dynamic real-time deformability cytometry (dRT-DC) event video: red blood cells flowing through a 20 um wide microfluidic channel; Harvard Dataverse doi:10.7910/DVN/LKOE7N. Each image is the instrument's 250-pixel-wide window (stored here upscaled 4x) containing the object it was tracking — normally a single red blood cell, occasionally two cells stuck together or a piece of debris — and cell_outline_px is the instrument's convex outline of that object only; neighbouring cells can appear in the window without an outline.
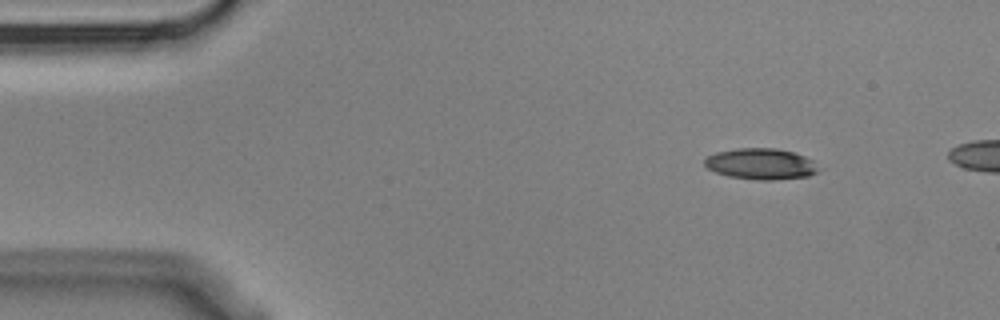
{"species": "Egyptian fruit bat (a non-hibernating species)", "species_latin": "Rousettus aegyptiacus", "temperature_condition": "cold", "stored_images_in_passage": 4, "camera_frame_rate_fps": 3000, "um_per_image_px": 0.085, "animal": {"sex": "male"}, "frame": {"image": 1, "passage_image": 1, "time_ms": 0.0, "image_size_px": [1000, 320], "cell_outline_px": [[820, 168], [816, 172], [808, 176], [772, 180], [756, 180], [728, 176], [716, 172], [708, 168], [704, 164], [704, 160], [708, 156], [716, 152], [736, 148], [776, 148], [792, 152], [804, 156], [812, 160]], "centroid_in_image_um": [64.67, 13.93], "position_along_channel_um": 20.3, "area_um2": 20.58}}